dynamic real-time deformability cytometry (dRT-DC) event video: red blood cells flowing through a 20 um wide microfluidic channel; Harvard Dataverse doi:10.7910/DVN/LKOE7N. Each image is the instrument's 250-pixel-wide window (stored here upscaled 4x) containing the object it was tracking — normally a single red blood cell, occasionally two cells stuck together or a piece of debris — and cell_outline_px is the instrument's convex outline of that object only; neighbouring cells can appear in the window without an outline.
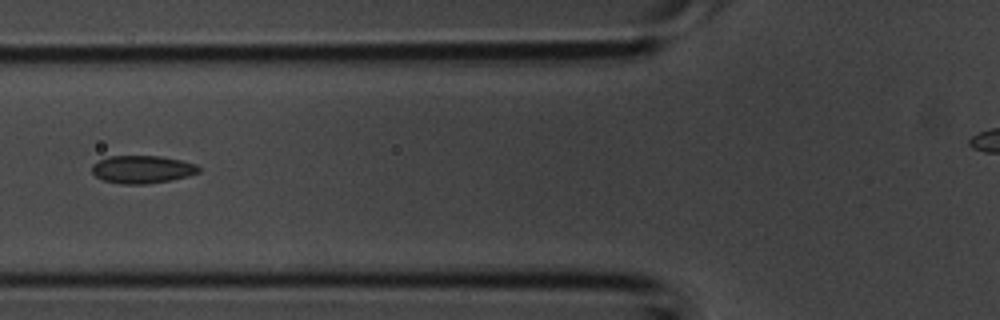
{"species": "common noctule bat (a hibernating species)", "species_latin": "Nyctalus noctula", "temperature_condition": "room temperature", "stored_images_in_passage": 16, "camera_frame_rate_fps": 3000, "um_per_image_px": 0.085, "animal": {"sex": "male", "body_mass_g": 20.1, "forearm_length_mm": 53.5}, "frame": {"image": 1, "passage_image": 7, "time_ms": 2.0, "image_size_px": [1000, 320], "cell_outline_px": [[200, 172], [188, 176], [172, 180], [144, 184], [124, 184], [104, 180], [96, 176], [92, 172], [92, 164], [108, 156], [160, 156], [180, 160], [196, 164], [200, 168]], "centroid_in_image_um": [12.11, 14.39], "position_along_channel_um": 113.7, "area_um2": 17.22}}
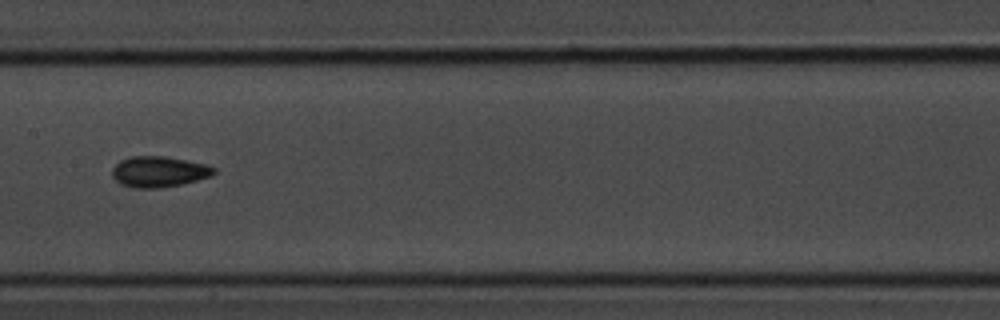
{"frame": {"image": 2, "passage_image": 12, "time_ms": 3.667, "image_size_px": [1000, 320], "cell_outline_px": [[216, 172], [212, 176], [180, 184], [160, 188], [132, 188], [120, 184], [112, 176], [112, 168], [120, 160], [132, 156], [164, 156], [208, 164], [216, 168]], "centroid_in_image_um": [13.51, 14.59], "position_along_channel_um": 193.9, "area_um2": 18.38}}
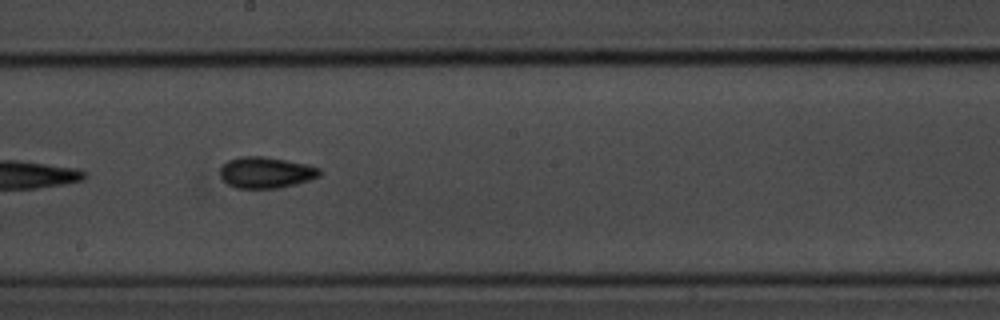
{"frame": {"image": 3, "passage_image": 14, "time_ms": 4.333, "image_size_px": [1000, 320], "cell_outline_px": [[320, 176], [296, 184], [280, 188], [236, 188], [228, 184], [220, 176], [220, 168], [228, 160], [240, 156], [264, 156], [304, 164], [320, 168]], "centroid_in_image_um": [22.58, 14.66], "position_along_channel_um": 225.6, "area_um2": 17.98}}